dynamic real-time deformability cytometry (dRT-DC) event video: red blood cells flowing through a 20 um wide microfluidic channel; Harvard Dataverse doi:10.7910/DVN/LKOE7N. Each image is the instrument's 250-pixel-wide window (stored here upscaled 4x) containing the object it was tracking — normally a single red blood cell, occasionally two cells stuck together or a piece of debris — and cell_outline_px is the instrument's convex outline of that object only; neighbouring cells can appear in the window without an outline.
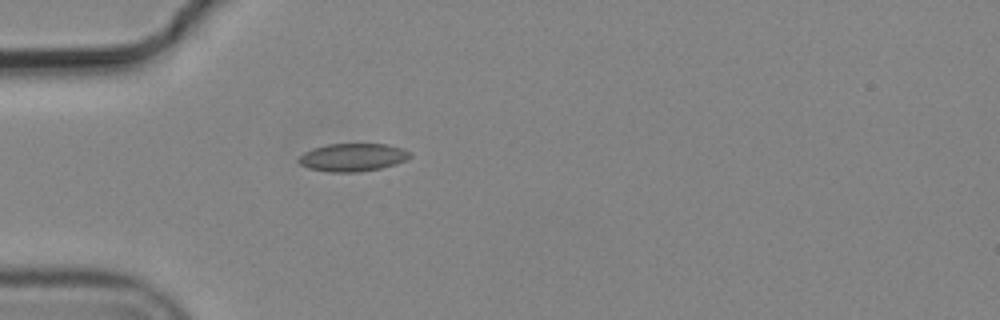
{"species": "common noctule bat (a hibernating species)", "species_latin": "Nyctalus noctula", "temperature_condition": "cold", "stored_images_in_passage": 1, "camera_frame_rate_fps": 3000, "um_per_image_px": 0.085, "animal": {"sex": "male", "body_mass_g": 19.2, "forearm_length_mm": 51.8}, "frame": {"image": 1, "passage_image": 1, "time_ms": 0.0, "image_size_px": [1000, 320], "cell_outline_px": [[412, 156], [396, 164], [380, 168], [356, 172], [328, 172], [308, 168], [300, 164], [296, 160], [304, 152], [312, 148], [328, 144], [388, 144], [404, 148], [412, 152]], "centroid_in_image_um": [29.98, 13.37], "position_along_channel_um": 55.0, "area_um2": 18.26}}